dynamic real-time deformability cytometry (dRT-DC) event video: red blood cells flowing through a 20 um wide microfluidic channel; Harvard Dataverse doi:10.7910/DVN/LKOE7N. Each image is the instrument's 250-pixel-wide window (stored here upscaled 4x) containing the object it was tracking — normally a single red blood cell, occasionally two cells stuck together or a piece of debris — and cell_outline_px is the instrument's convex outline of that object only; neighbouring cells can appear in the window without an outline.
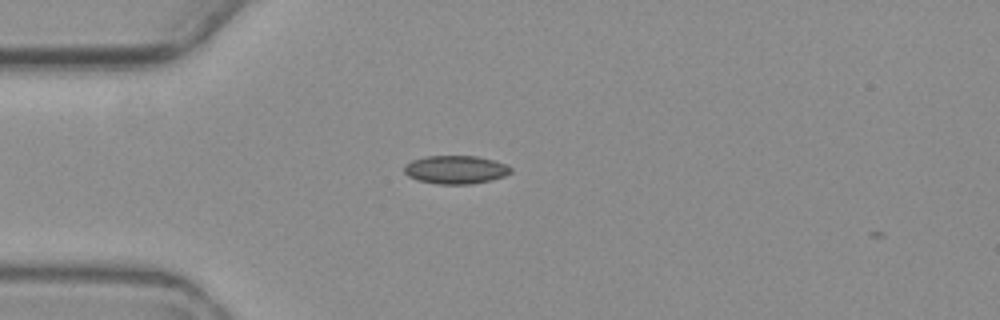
{"species": "common noctule bat (a hibernating species)", "species_latin": "Nyctalus noctula", "temperature_condition": "warm", "stored_images_in_passage": 2, "camera_frame_rate_fps": 3000, "um_per_image_px": 0.085, "animal": {"sex": "female", "body_mass_g": 19.3, "forearm_length_mm": 54.1}, "frame": {"image": 1, "passage_image": 1, "time_ms": 0.0, "image_size_px": [1000, 320], "cell_outline_px": [[512, 172], [504, 176], [492, 180], [472, 184], [436, 184], [416, 180], [408, 176], [404, 172], [404, 164], [412, 160], [428, 156], [476, 156], [492, 160], [504, 164], [512, 168]], "centroid_in_image_um": [38.71, 14.43], "position_along_channel_um": 46.3, "area_um2": 17.63}}